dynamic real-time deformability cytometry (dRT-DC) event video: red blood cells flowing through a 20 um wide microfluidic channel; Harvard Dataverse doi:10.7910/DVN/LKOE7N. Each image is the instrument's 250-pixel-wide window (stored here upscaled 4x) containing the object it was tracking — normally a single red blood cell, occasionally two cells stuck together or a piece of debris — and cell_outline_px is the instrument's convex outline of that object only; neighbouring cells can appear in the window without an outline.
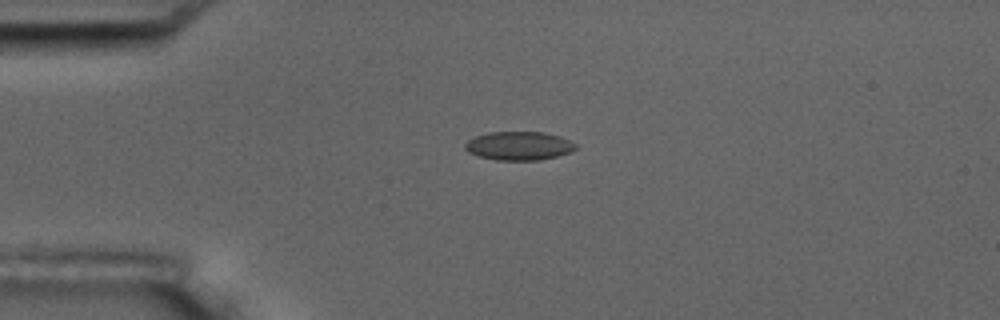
{"species": "common noctule bat (a hibernating species)", "species_latin": "Nyctalus noctula", "temperature_condition": "room temperature", "stored_images_in_passage": 5, "camera_frame_rate_fps": 3000, "um_per_image_px": 0.085, "animal": {"sex": "male", "body_mass_g": 17.5, "forearm_length_mm": 52.3}, "frame": {"image": 1, "passage_image": 3, "time_ms": 3.0, "image_size_px": [1000, 320], "cell_outline_px": [[576, 148], [572, 152], [540, 160], [496, 160], [480, 156], [468, 152], [464, 148], [464, 144], [468, 140], [476, 136], [488, 132], [544, 132], [560, 136], [576, 144]], "centroid_in_image_um": [44.11, 12.39], "position_along_channel_um": 40.9, "area_um2": 18.44}}